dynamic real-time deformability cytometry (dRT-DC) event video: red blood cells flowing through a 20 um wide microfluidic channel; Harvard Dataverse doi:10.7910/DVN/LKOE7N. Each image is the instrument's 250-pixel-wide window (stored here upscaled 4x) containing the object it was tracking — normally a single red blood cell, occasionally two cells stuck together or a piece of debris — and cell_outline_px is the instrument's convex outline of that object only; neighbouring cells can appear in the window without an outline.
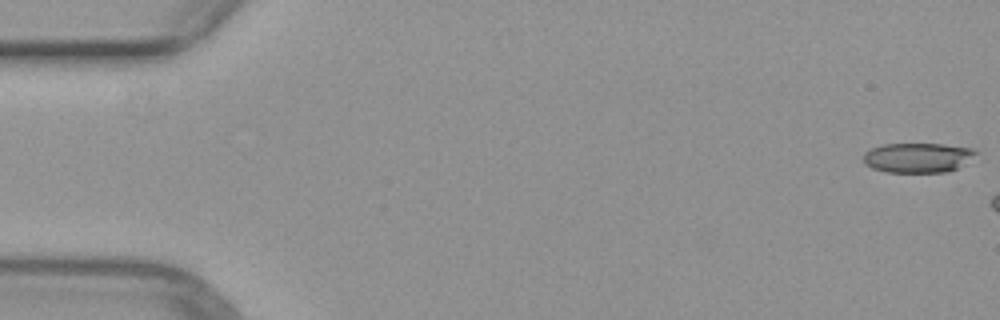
{"species": "common noctule bat (a hibernating species)", "species_latin": "Nyctalus noctula", "temperature_condition": "warm", "stored_images_in_passage": 5, "camera_frame_rate_fps": 3000, "um_per_image_px": 0.085, "animal": {"sex": "female", "body_mass_g": 29.2, "forearm_length_mm": 56.3}, "frame": {"image": 1, "passage_image": 1, "time_ms": 0.0, "image_size_px": [1000, 320], "cell_outline_px": [[980, 152], [956, 168], [948, 172], [888, 172], [872, 168], [864, 164], [864, 152], [872, 148], [884, 144], [944, 144], [976, 148]], "centroid_in_image_um": [78.03, 13.39], "position_along_channel_um": 7.0, "area_um2": 19.54}}